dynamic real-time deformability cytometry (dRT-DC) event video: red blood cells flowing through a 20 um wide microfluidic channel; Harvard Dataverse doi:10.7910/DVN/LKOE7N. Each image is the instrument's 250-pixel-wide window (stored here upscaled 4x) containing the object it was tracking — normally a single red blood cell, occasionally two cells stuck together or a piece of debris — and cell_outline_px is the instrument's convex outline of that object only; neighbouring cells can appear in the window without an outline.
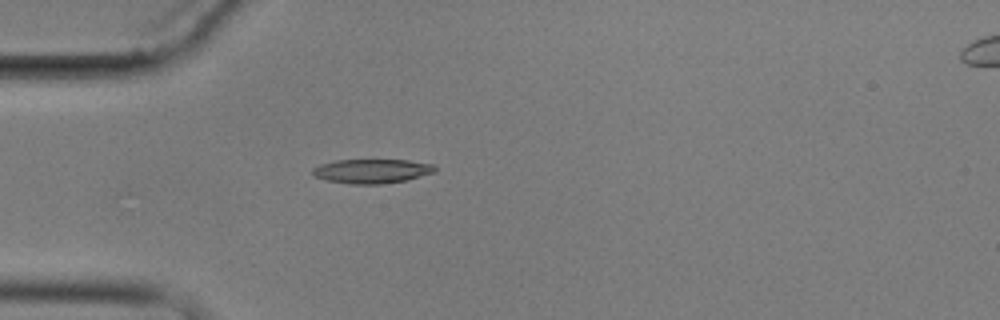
{"species": "common noctule bat (a hibernating species)", "species_latin": "Nyctalus noctula", "temperature_condition": "cold", "stored_images_in_passage": 5, "camera_frame_rate_fps": 3000, "um_per_image_px": 0.085, "animal": {"sex": "male", "body_mass_g": 17.9}, "frame": {"image": 1, "passage_image": 5, "time_ms": 5.333, "image_size_px": [1000, 320], "cell_outline_px": [[436, 172], [408, 180], [380, 184], [348, 184], [328, 180], [316, 176], [312, 172], [312, 168], [320, 164], [336, 160], [408, 160], [432, 164], [436, 168]], "centroid_in_image_um": [31.63, 14.54], "position_along_channel_um": 53.4, "area_um2": 17.28}}